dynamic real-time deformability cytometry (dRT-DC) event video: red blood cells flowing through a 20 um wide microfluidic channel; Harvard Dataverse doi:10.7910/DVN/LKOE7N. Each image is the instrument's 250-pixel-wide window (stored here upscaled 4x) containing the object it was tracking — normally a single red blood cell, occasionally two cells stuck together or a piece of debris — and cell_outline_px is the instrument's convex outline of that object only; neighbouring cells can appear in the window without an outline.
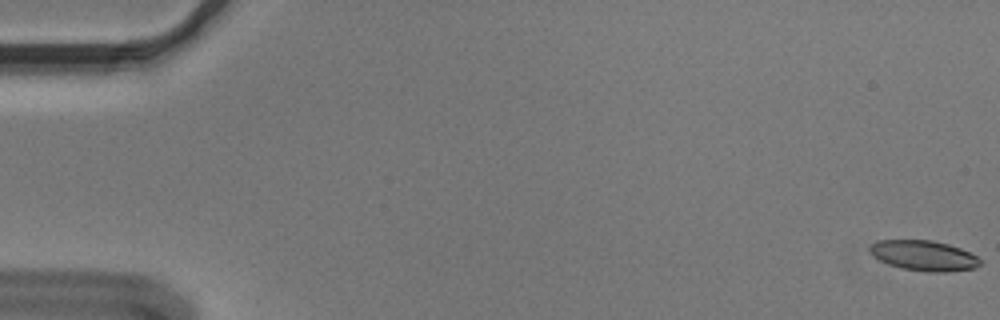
{"species": "Egyptian fruit bat (a non-hibernating species)", "species_latin": "Rousettus aegyptiacus", "temperature_condition": "cold", "stored_images_in_passage": 17, "camera_frame_rate_fps": 3000, "um_per_image_px": 0.085, "animal": {"sex": "male"}, "frame": {"image": 1, "passage_image": 1, "time_ms": 0.0, "image_size_px": [1000, 320], "cell_outline_px": [[980, 264], [972, 268], [948, 272], [928, 272], [904, 268], [888, 264], [872, 256], [868, 252], [868, 248], [876, 240], [932, 240], [948, 244], [960, 248], [976, 256], [980, 260]], "centroid_in_image_um": [78.47, 21.71], "position_along_channel_um": 6.5, "area_um2": 19.36}}